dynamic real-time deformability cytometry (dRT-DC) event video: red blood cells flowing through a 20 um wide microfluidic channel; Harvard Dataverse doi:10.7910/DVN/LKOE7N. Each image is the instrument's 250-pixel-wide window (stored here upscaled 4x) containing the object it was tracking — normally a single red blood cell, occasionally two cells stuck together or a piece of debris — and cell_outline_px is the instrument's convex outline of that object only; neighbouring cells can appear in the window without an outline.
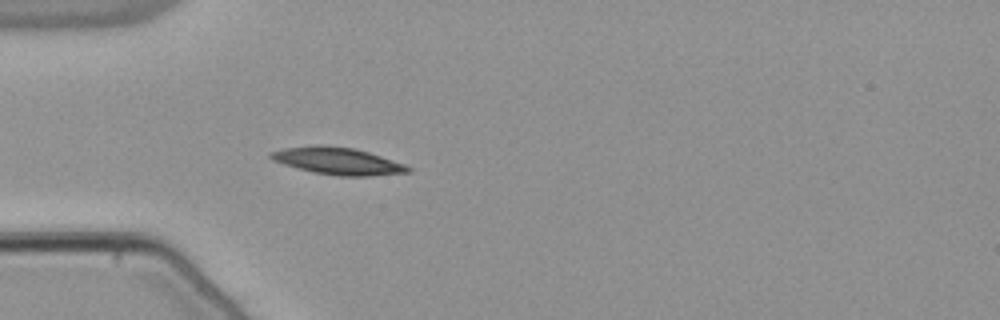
{"species": "common noctule bat (a hibernating species)", "species_latin": "Nyctalus noctula", "temperature_condition": "warm", "stored_images_in_passage": 54, "camera_frame_rate_fps": 3000, "um_per_image_px": 0.085, "animal": {"sex": "male", "body_mass_g": 21.5, "forearm_length_mm": 52.0}, "frame": {"image": 1, "passage_image": 16, "time_ms": 5.0, "image_size_px": [1000, 320], "cell_outline_px": [[412, 172], [372, 176], [336, 176], [312, 172], [284, 164], [272, 160], [268, 156], [268, 152], [284, 148], [316, 144], [324, 144], [352, 148], [368, 152], [404, 164], [412, 168]], "centroid_in_image_um": [28.68, 13.68], "position_along_channel_um": 56.3, "area_um2": 21.85}}
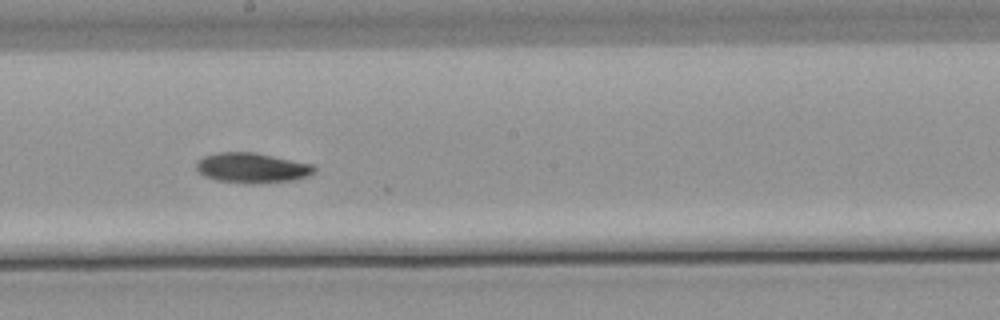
{"frame": {"image": 2, "passage_image": 30, "time_ms": 9.667, "image_size_px": [1000, 320], "cell_outline_px": [[316, 172], [308, 176], [296, 180], [260, 184], [248, 184], [216, 180], [204, 176], [196, 168], [196, 160], [204, 156], [216, 152], [252, 152], [316, 164]], "centroid_in_image_um": [21.46, 14.28], "position_along_channel_um": 226.7, "area_um2": 21.15}}
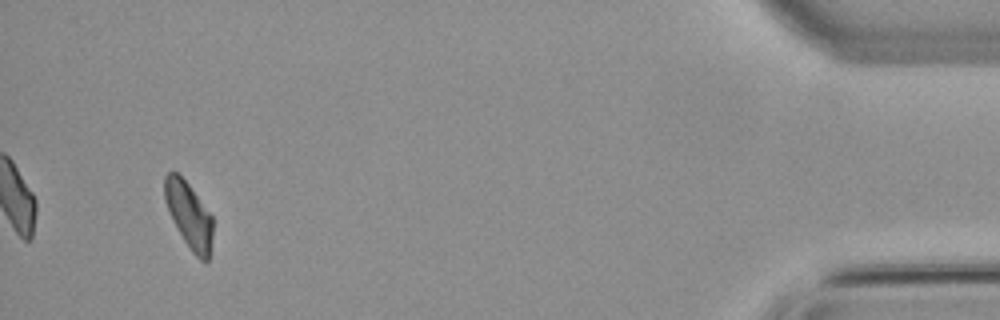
{"frame": {"image": 3, "passage_image": 51, "time_ms": 16.667, "image_size_px": [1000, 320], "cell_outline_px": [[212, 236], [208, 260], [204, 264], [192, 252], [184, 240], [172, 220], [164, 200], [164, 176], [168, 172], [176, 172], [188, 184], [212, 216]], "centroid_in_image_um": [16.04, 18.3], "position_along_channel_um": 419.2, "area_um2": 18.32}, "authors_computed_cell_mechanics": {"area_um2": 19.6809, "velocity_mm_per_s": 3.8049, "shape_relaxation_time_tau1_ms": 4.8931, "shape_relaxation_time_tau2_ms": null, "deformation_change_tau1": 0.1342, "deformation_change_tau2": null}}